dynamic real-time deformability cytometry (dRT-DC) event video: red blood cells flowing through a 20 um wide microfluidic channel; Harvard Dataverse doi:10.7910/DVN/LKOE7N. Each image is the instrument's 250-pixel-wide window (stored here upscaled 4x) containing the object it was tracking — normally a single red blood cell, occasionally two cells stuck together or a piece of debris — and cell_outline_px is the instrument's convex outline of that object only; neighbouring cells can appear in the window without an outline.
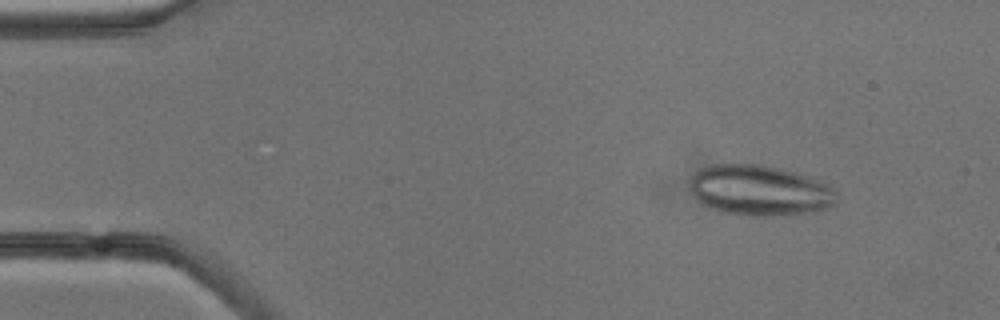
{"species": "common noctule bat (a hibernating species)", "species_latin": "Nyctalus noctula", "temperature_condition": "cold", "stored_images_in_passage": 52, "camera_frame_rate_fps": 3000, "um_per_image_px": 0.085, "animal": {"sex": "male", "body_mass_g": 13.3}, "frame": {"image": 1, "passage_image": 5, "time_ms": 1.333, "image_size_px": [1000, 320], "cell_outline_px": [[836, 204], [828, 208], [804, 212], [776, 216], [752, 216], [724, 212], [704, 204], [696, 200], [688, 192], [688, 180], [700, 168], [716, 164], [760, 164], [792, 172], [820, 180], [828, 184], [836, 192]], "centroid_in_image_um": [64.52, 16.18], "position_along_channel_um": 20.5, "area_um2": 43.18}}
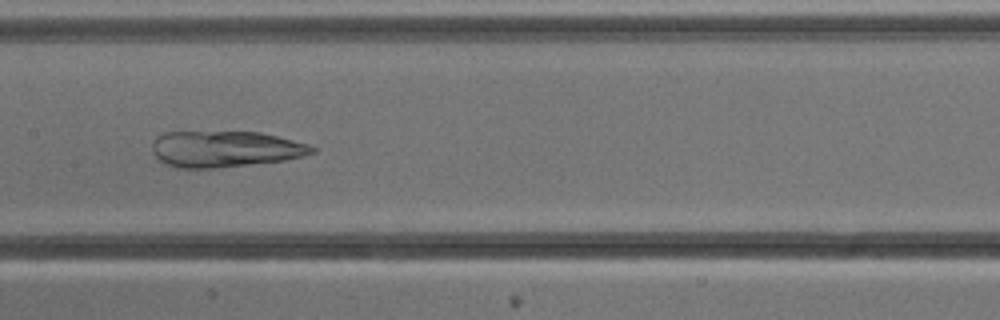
{"frame": {"image": 2, "passage_image": 25, "time_ms": 8.0, "image_size_px": [1000, 320], "cell_outline_px": [[316, 152], [304, 156], [284, 160], [216, 168], [176, 168], [164, 164], [152, 152], [152, 144], [156, 136], [164, 132], [260, 132], [308, 144], [316, 148]], "centroid_in_image_um": [19.1, 12.67], "position_along_channel_um": 188.3, "area_um2": 33.76}}
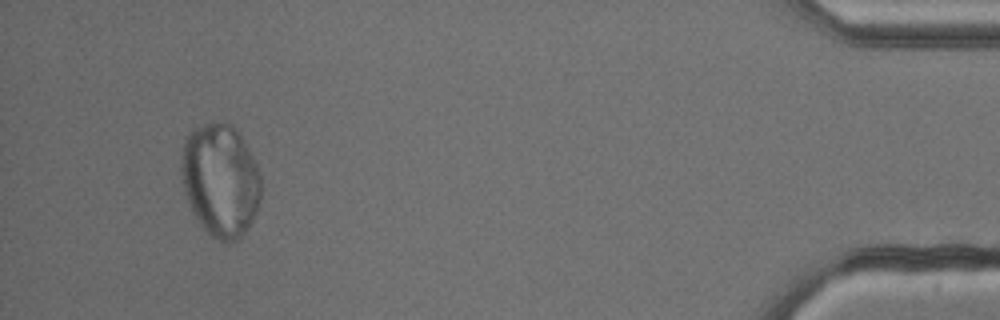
{"frame": {"image": 3, "passage_image": 49, "time_ms": 16.0, "image_size_px": [1000, 320], "cell_outline_px": [[260, 200], [256, 212], [252, 220], [240, 240], [228, 244], [224, 244], [212, 236], [204, 228], [192, 212], [184, 192], [180, 168], [180, 156], [184, 140], [188, 132], [192, 128], [212, 120], [216, 120], [232, 124], [236, 128], [248, 148], [256, 164], [260, 176]], "centroid_in_image_um": [18.71, 15.29], "position_along_channel_um": 416.5, "area_um2": 53.35}}